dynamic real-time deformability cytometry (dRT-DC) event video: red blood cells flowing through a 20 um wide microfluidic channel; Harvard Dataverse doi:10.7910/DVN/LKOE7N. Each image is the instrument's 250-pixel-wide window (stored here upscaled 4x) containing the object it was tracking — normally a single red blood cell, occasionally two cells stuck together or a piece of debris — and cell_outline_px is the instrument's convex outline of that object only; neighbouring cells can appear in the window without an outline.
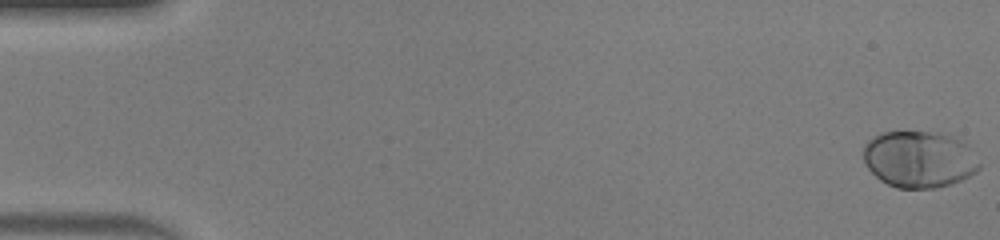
{"species": "human", "species_latin": "Homo sapiens", "temperature_condition": "warm", "stored_images_in_passage": 48, "camera_frame_rate_fps": 3000, "um_per_image_px": 0.085, "donor": {"sex": "male"}, "frame": {"image": 1, "passage_image": 1, "time_ms": 0.0, "image_size_px": [1000, 240], "cell_outline_px": [[980, 168], [976, 172], [960, 180], [948, 184], [932, 188], [896, 188], [880, 180], [868, 168], [864, 160], [864, 144], [872, 136], [880, 132], [944, 132], [964, 144], [968, 148], [980, 164]], "centroid_in_image_um": [78.08, 13.53], "position_along_channel_um": 6.9, "area_um2": 37.97}}
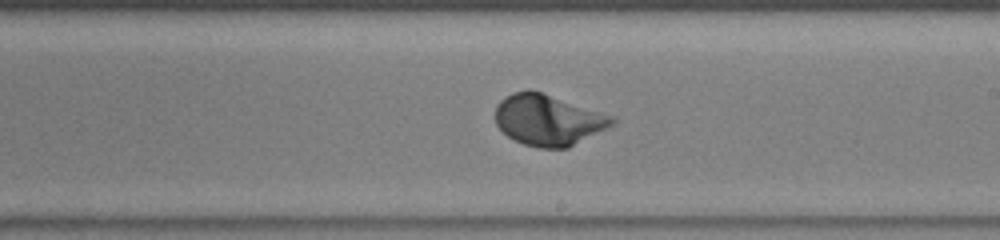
{"frame": {"image": 2, "passage_image": 29, "time_ms": 9.333, "image_size_px": [1000, 240], "cell_outline_px": [[616, 124], [568, 148], [536, 148], [524, 144], [508, 136], [496, 124], [496, 104], [504, 96], [512, 92], [528, 88], [616, 116]], "centroid_in_image_um": [46.62, 10.19], "position_along_channel_um": 242.4, "area_um2": 35.03}}
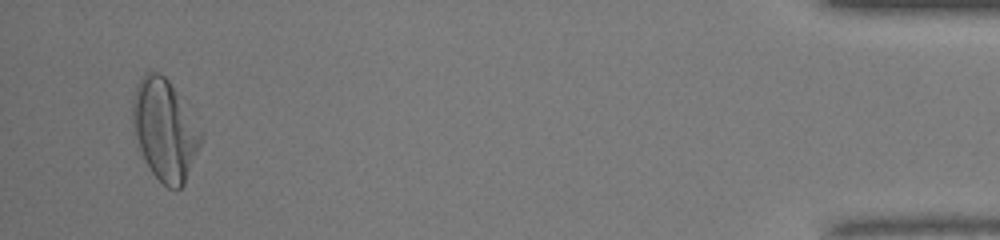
{"frame": {"image": 3, "passage_image": 47, "time_ms": 15.333, "image_size_px": [1000, 240], "cell_outline_px": [[204, 140], [184, 184], [176, 192], [168, 188], [152, 172], [140, 148], [136, 136], [132, 120], [132, 100], [136, 84], [140, 76], [144, 72], [160, 72], [168, 80], [204, 136]], "centroid_in_image_um": [14.01, 11.05], "position_along_channel_um": 421.2, "area_um2": 39.82}}